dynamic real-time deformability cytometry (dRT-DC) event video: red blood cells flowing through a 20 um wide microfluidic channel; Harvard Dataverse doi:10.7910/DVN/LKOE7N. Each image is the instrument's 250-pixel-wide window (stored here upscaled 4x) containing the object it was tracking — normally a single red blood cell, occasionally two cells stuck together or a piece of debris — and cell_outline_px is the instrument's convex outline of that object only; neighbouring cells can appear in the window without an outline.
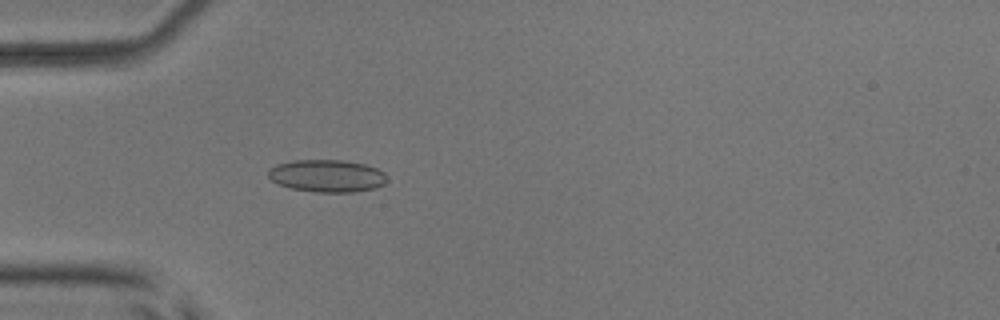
{"species": "common noctule bat (a hibernating species)", "species_latin": "Nyctalus noctula", "temperature_condition": "room temperature", "stored_images_in_passage": 52, "camera_frame_rate_fps": 3000, "um_per_image_px": 0.085, "animal": {"sex": "male", "body_mass_g": 17.9, "forearm_length_mm": 54.2}, "frame": {"image": 1, "passage_image": 16, "time_ms": 5.0, "image_size_px": [1000, 320], "cell_outline_px": [[388, 180], [384, 184], [372, 188], [352, 192], [312, 192], [292, 188], [280, 184], [272, 180], [268, 176], [268, 172], [276, 164], [292, 160], [344, 160], [364, 164], [376, 168], [384, 172]], "centroid_in_image_um": [27.8, 14.94], "position_along_channel_um": 57.2, "area_um2": 22.31}}
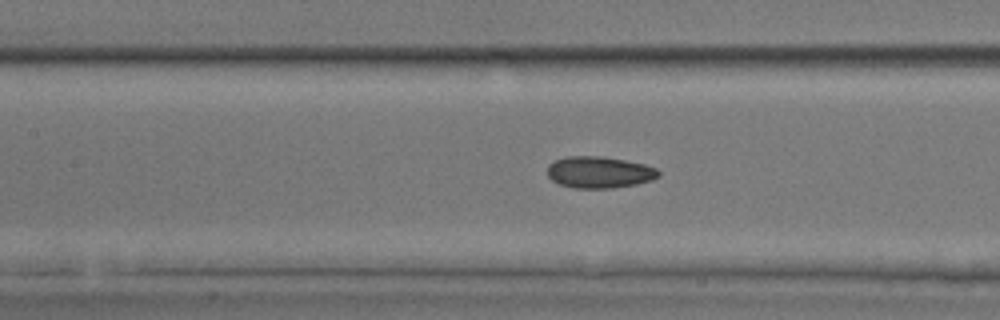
{"frame": {"image": 2, "passage_image": 24, "time_ms": 7.667, "image_size_px": [1000, 320], "cell_outline_px": [[660, 176], [652, 180], [636, 184], [612, 188], [576, 188], [560, 184], [552, 180], [548, 176], [548, 164], [564, 156], [600, 156], [624, 160], [644, 164], [656, 168], [660, 172]], "centroid_in_image_um": [50.94, 14.64], "position_along_channel_um": 156.5, "area_um2": 20.46}}
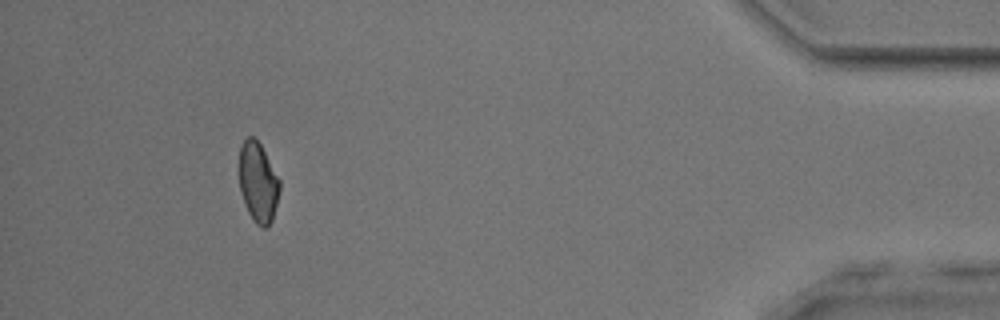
{"frame": {"image": 3, "passage_image": 48, "time_ms": 15.667, "image_size_px": [1000, 320], "cell_outline_px": [[280, 188], [272, 220], [264, 228], [260, 228], [256, 224], [248, 212], [244, 204], [240, 192], [240, 144], [248, 136], [252, 136], [260, 144], [280, 180]], "centroid_in_image_um": [21.93, 15.51], "position_along_channel_um": 413.3, "area_um2": 18.67}, "authors_computed_cell_mechanics": {"area_um2": 20.2878, "velocity_mm_per_s": 3.9723, "shape_relaxation_time_tau1_ms": null, "shape_relaxation_time_tau2_ms": 2.1143, "deformation_change_tau1": null, "deformation_change_tau2": 0.0814}}